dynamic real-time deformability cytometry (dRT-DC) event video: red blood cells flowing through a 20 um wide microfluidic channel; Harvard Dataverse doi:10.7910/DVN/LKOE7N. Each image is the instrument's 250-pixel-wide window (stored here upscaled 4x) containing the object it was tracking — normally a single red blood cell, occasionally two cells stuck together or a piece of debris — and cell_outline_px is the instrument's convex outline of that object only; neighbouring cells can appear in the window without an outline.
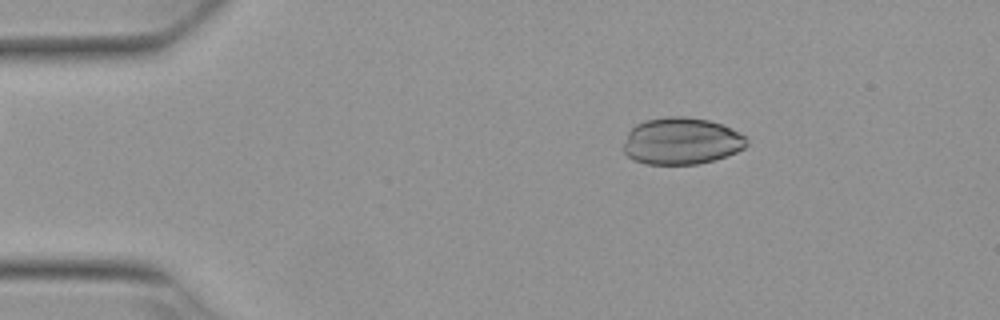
{"species": "Egyptian fruit bat (a non-hibernating species)", "species_latin": "Rousettus aegyptiacus", "temperature_condition": "warm", "stored_images_in_passage": 45, "camera_frame_rate_fps": 3000, "um_per_image_px": 0.085, "animal": {"sex": "female"}, "frame": {"image": 1, "passage_image": 1, "time_ms": 0.0, "image_size_px": [1000, 320], "cell_outline_px": [[748, 144], [744, 148], [736, 152], [712, 160], [696, 164], [648, 164], [636, 160], [628, 156], [624, 152], [624, 144], [628, 132], [636, 124], [644, 120], [668, 116], [684, 116], [708, 120], [720, 124], [744, 136], [748, 140]], "centroid_in_image_um": [57.9, 11.98], "position_along_channel_um": 27.1, "area_um2": 33.29}}
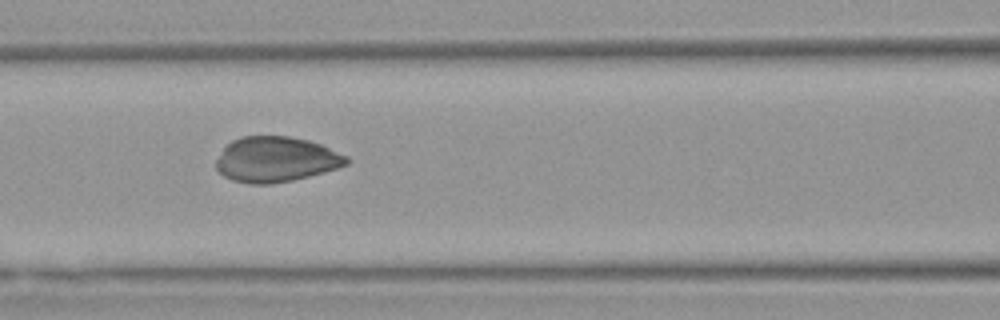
{"frame": {"image": 2, "passage_image": 15, "time_ms": 4.667, "image_size_px": [1000, 320], "cell_outline_px": [[352, 160], [348, 164], [324, 172], [292, 180], [272, 184], [248, 184], [232, 180], [224, 176], [216, 168], [216, 160], [224, 148], [232, 140], [240, 136], [288, 136], [308, 140], [320, 144], [348, 156]], "centroid_in_image_um": [23.46, 13.55], "position_along_channel_um": 143.1, "area_um2": 34.45}}
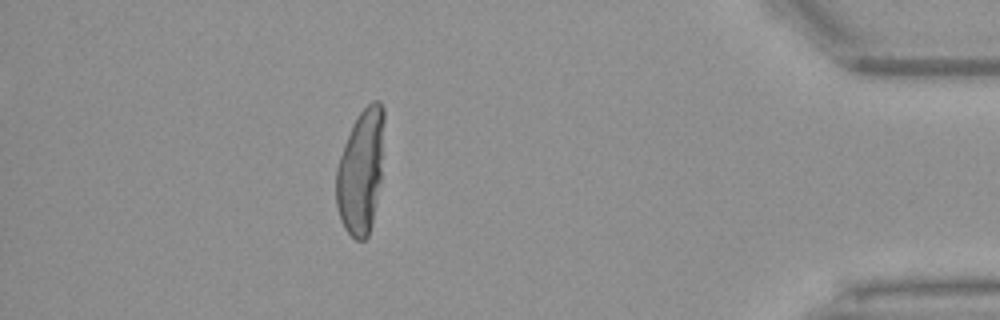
{"frame": {"image": 3, "passage_image": 39, "time_ms": 12.667, "image_size_px": [1000, 320], "cell_outline_px": [[384, 120], [380, 184], [372, 224], [368, 236], [364, 240], [356, 240], [344, 228], [340, 220], [336, 204], [336, 168], [344, 144], [352, 124], [360, 112], [372, 100], [380, 100], [384, 108]], "centroid_in_image_um": [30.67, 14.56], "position_along_channel_um": 404.5, "area_um2": 34.91}}